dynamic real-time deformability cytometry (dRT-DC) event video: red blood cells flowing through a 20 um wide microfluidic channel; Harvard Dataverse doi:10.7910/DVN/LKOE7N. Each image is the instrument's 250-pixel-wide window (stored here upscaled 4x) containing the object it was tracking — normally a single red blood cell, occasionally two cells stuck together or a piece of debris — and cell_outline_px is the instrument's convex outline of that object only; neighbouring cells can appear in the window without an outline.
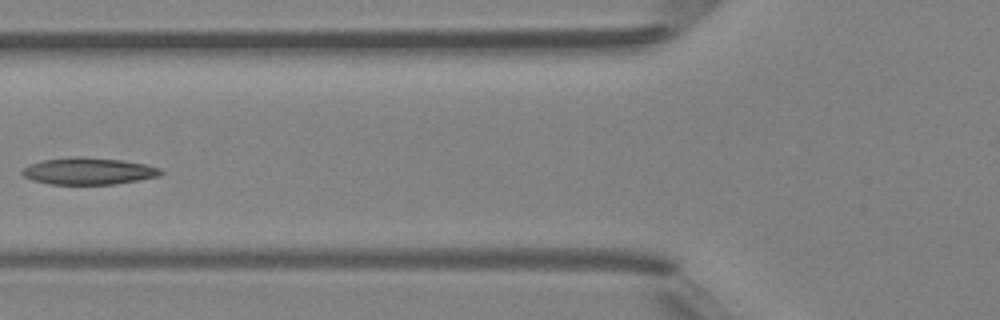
{"species": "Egyptian fruit bat (a non-hibernating species)", "species_latin": "Rousettus aegyptiacus", "temperature_condition": "room temperature", "stored_images_in_passage": 6, "camera_frame_rate_fps": 3000, "um_per_image_px": 0.085, "animal": {"sex": "female"}, "frame": {"image": 1, "passage_image": 6, "time_ms": 5.667, "image_size_px": [1000, 320], "cell_outline_px": [[164, 172], [160, 176], [116, 184], [48, 184], [32, 180], [24, 176], [20, 172], [28, 164], [40, 160], [72, 156], [84, 156], [120, 160], [144, 164], [160, 168]], "centroid_in_image_um": [7.49, 14.53], "position_along_channel_um": 118.3, "area_um2": 21.91}}